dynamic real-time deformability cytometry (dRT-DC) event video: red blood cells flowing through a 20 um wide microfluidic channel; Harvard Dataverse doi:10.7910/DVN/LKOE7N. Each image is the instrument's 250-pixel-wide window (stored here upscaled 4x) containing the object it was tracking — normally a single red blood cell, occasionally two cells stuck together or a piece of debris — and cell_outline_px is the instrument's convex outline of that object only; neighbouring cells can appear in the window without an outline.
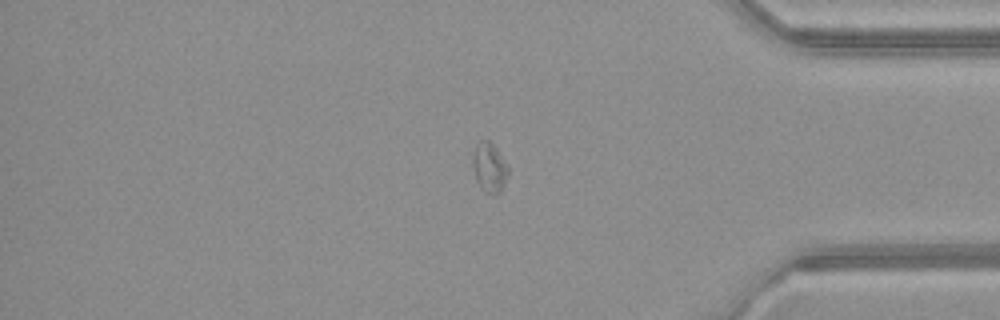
{"species": "common noctule bat (a hibernating species)", "species_latin": "Nyctalus noctula", "temperature_condition": "warm", "stored_images_in_passage": 35, "segment_of_instrument_passage": [1, 2], "camera_frame_rate_fps": 3000, "um_per_image_px": 0.085, "animal": {"sex": "female", "body_mass_g": 21.9}, "frame": {"image": 1, "passage_image": 26, "time_ms": 8.333, "image_size_px": [1000, 320], "cell_outline_px": [[508, 172], [500, 192], [496, 196], [492, 196], [476, 180], [472, 164], [472, 156], [476, 144], [480, 140], [488, 140], [496, 148], [508, 164]], "centroid_in_image_um": [41.59, 14.21], "position_along_channel_um": 393.6, "area_um2": 10.12}}